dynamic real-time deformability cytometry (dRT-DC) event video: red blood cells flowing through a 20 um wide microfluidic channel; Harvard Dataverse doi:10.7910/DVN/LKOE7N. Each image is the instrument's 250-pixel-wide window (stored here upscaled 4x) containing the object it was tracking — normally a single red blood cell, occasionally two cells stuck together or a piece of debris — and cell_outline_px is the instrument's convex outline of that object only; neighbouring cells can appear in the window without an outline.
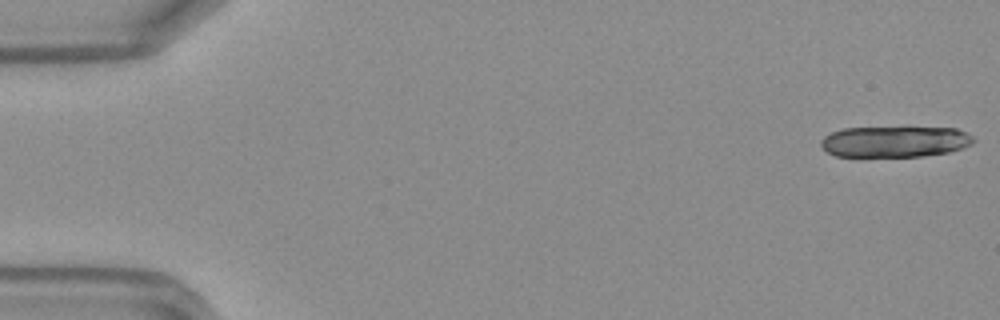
{"species": "Egyptian fruit bat (a non-hibernating species)", "species_latin": "Rousettus aegyptiacus", "temperature_condition": "warm", "stored_images_in_passage": 11, "camera_frame_rate_fps": 3000, "um_per_image_px": 0.085, "frame": {"image": 1, "passage_image": 1, "time_ms": 0.0, "image_size_px": [1000, 320], "cell_outline_px": [[976, 140], [972, 144], [964, 148], [948, 152], [924, 156], [836, 156], [828, 152], [820, 144], [820, 140], [824, 136], [832, 132], [844, 128], [904, 124], [956, 128], [972, 136]], "centroid_in_image_um": [76.11, 11.97], "position_along_channel_um": 8.9, "area_um2": 29.02}}